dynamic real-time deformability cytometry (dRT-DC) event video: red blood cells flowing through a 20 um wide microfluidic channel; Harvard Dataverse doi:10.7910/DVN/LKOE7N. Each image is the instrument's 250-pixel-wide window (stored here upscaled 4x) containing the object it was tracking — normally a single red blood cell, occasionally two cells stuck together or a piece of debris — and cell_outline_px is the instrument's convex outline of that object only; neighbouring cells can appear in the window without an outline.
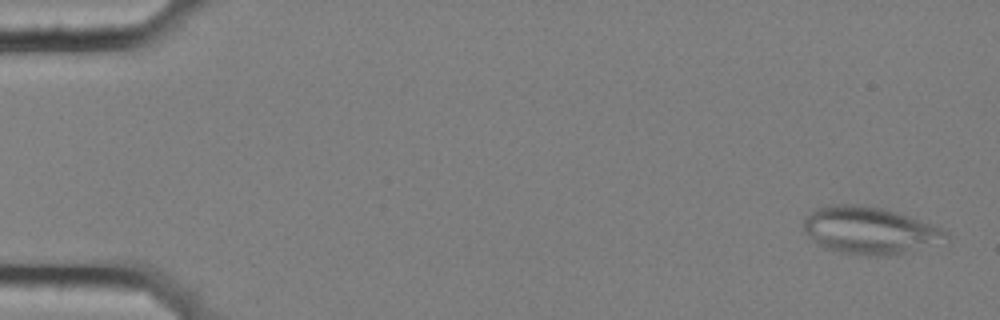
{"species": "common noctule bat (a hibernating species)", "species_latin": "Nyctalus noctula", "temperature_condition": "cold", "stored_images_in_passage": 57, "camera_frame_rate_fps": 3000, "um_per_image_px": 0.085, "animal": {"sex": "female", "body_mass_g": 25.1}, "frame": {"image": 1, "passage_image": 2, "time_ms": 0.333, "image_size_px": [1000, 320], "cell_outline_px": [[948, 236], [904, 252], [884, 256], [876, 256], [840, 252], [816, 244], [804, 232], [804, 220], [816, 208], [828, 204], [856, 204], [884, 208], [932, 224], [948, 232]], "centroid_in_image_um": [73.8, 19.55], "position_along_channel_um": 11.2, "area_um2": 38.15}}
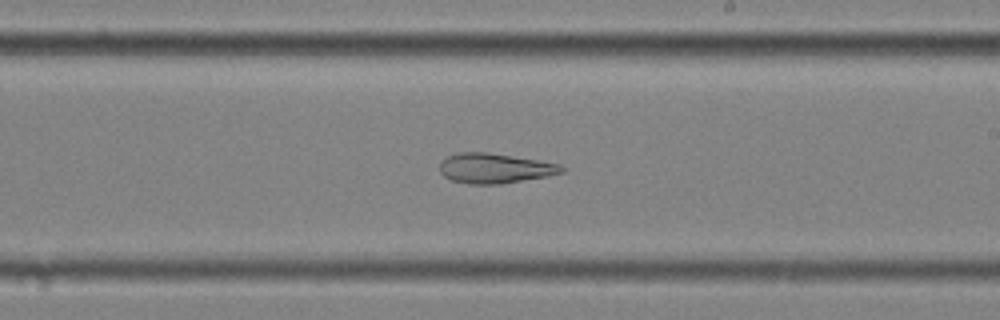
{"frame": {"image": 2, "passage_image": 34, "time_ms": 11.0, "image_size_px": [1000, 320], "cell_outline_px": [[564, 172], [548, 176], [500, 184], [468, 184], [452, 180], [444, 176], [440, 172], [440, 160], [456, 152], [488, 152], [560, 164], [564, 168]], "centroid_in_image_um": [42.02, 14.3], "position_along_channel_um": 247.0, "area_um2": 21.27}}
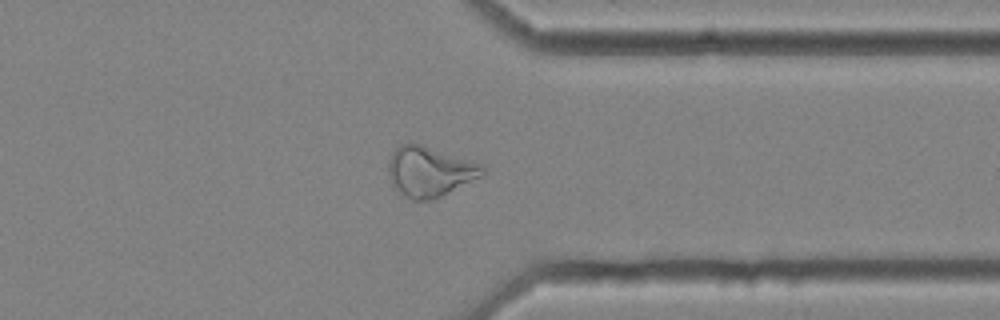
{"frame": {"image": 3, "passage_image": 45, "time_ms": 14.667, "image_size_px": [1000, 320], "cell_outline_px": [[488, 168], [484, 176], [432, 200], [412, 200], [392, 188], [388, 176], [388, 160], [392, 152], [400, 144], [420, 144], [480, 164]], "centroid_in_image_um": [36.5, 14.61], "position_along_channel_um": 374.9, "area_um2": 27.57}, "authors_computed_cell_mechanics": {"area_um2": 29.3046, "velocity_mm_per_s": 3.53, "shape_relaxation_time_tau1_ms": null, "shape_relaxation_time_tau2_ms": 5.874, "deformation_change_tau1": null, "deformation_change_tau2": 0.1637}}